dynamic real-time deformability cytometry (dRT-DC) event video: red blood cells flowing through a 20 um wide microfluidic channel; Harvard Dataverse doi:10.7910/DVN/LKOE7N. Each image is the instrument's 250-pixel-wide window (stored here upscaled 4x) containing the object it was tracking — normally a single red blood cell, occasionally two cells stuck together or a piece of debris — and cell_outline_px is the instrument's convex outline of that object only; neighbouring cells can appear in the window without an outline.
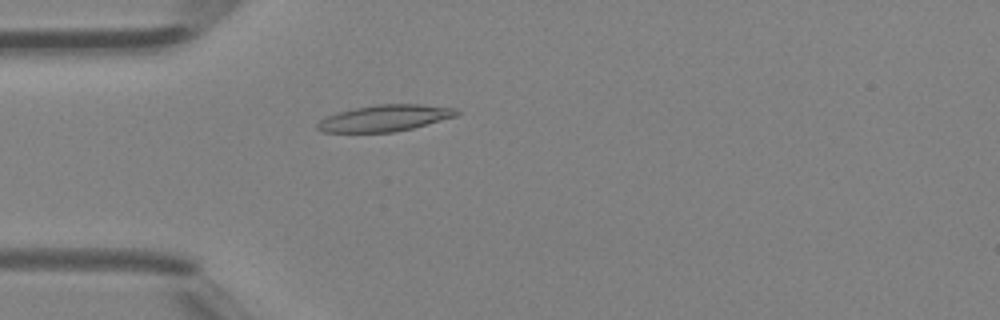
{"species": "Egyptian fruit bat (a non-hibernating species)", "species_latin": "Rousettus aegyptiacus", "temperature_condition": "room temperature", "stored_images_in_passage": 46, "camera_frame_rate_fps": 3000, "um_per_image_px": 0.085, "animal": {"sex": "female"}, "frame": {"image": 1, "passage_image": 13, "time_ms": 4.0, "image_size_px": [1000, 320], "cell_outline_px": [[460, 112], [456, 116], [412, 128], [392, 132], [324, 132], [316, 128], [316, 124], [324, 116], [336, 112], [376, 104], [420, 104], [456, 108]], "centroid_in_image_um": [32.68, 10.03], "position_along_channel_um": 52.3, "area_um2": 21.39}}
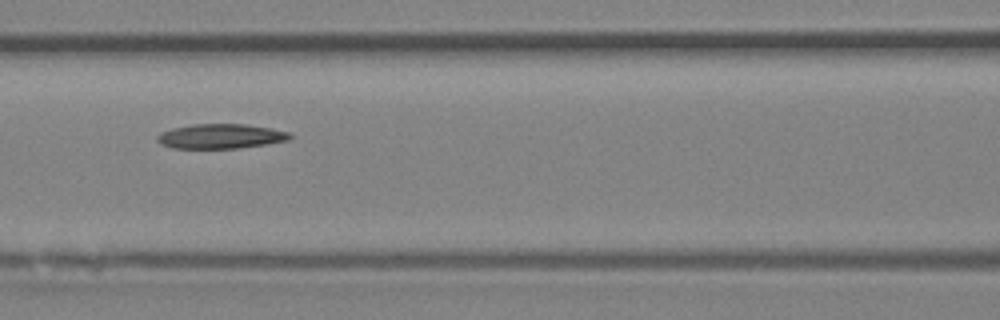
{"frame": {"image": 2, "passage_image": 20, "time_ms": 6.333, "image_size_px": [1000, 320], "cell_outline_px": [[292, 136], [288, 140], [268, 144], [236, 148], [172, 148], [160, 144], [156, 140], [156, 136], [160, 132], [172, 128], [192, 124], [248, 124], [272, 128], [288, 132]], "centroid_in_image_um": [18.73, 11.58], "position_along_channel_um": 147.9, "area_um2": 19.19}}
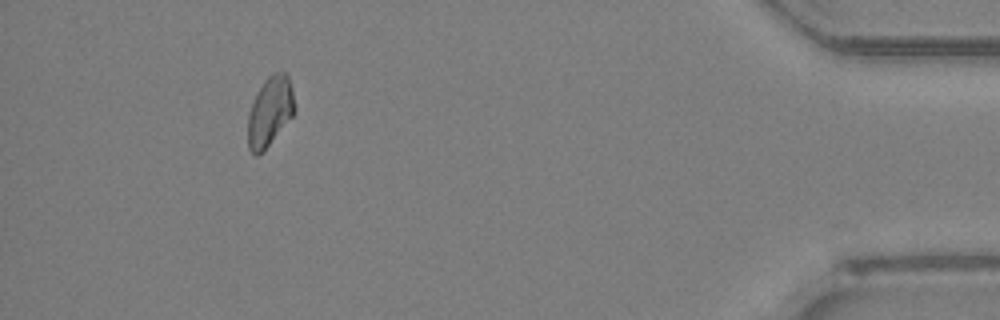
{"frame": {"image": 3, "passage_image": 42, "time_ms": 13.667, "image_size_px": [1000, 320], "cell_outline_px": [[292, 116], [264, 152], [260, 156], [256, 156], [248, 148], [248, 116], [256, 92], [264, 80], [272, 72], [288, 72], [292, 88]], "centroid_in_image_um": [22.91, 9.48], "position_along_channel_um": 412.3, "area_um2": 18.84}}